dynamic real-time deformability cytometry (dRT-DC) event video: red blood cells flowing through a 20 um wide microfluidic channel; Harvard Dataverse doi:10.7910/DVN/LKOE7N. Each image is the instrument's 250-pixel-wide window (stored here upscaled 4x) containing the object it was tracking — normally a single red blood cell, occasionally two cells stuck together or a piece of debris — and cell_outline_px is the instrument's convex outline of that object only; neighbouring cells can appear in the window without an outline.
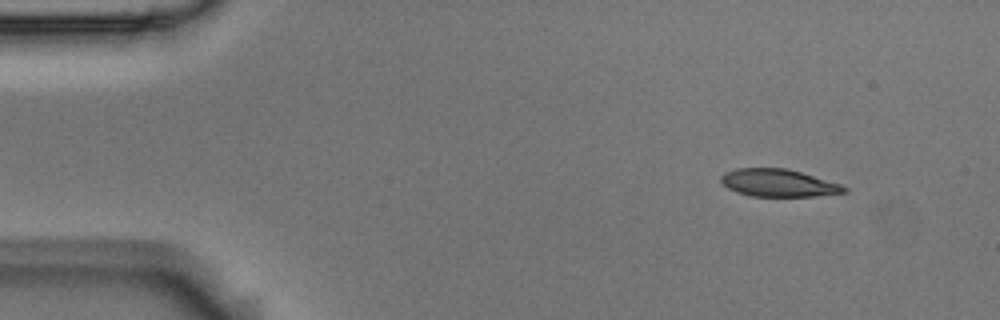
{"species": "Egyptian fruit bat (a non-hibernating species)", "species_latin": "Rousettus aegyptiacus", "temperature_condition": "room temperature", "stored_images_in_passage": 5, "camera_frame_rate_fps": 3000, "um_per_image_px": 0.085, "animal": {"sex": "male"}, "frame": {"image": 1, "passage_image": 1, "time_ms": 0.0, "image_size_px": [1000, 320], "cell_outline_px": [[848, 192], [812, 196], [752, 196], [736, 192], [728, 188], [720, 180], [720, 176], [724, 172], [736, 168], [784, 168], [800, 172], [840, 184], [848, 188]], "centroid_in_image_um": [66.13, 15.55], "position_along_channel_um": 18.9, "area_um2": 19.59}}
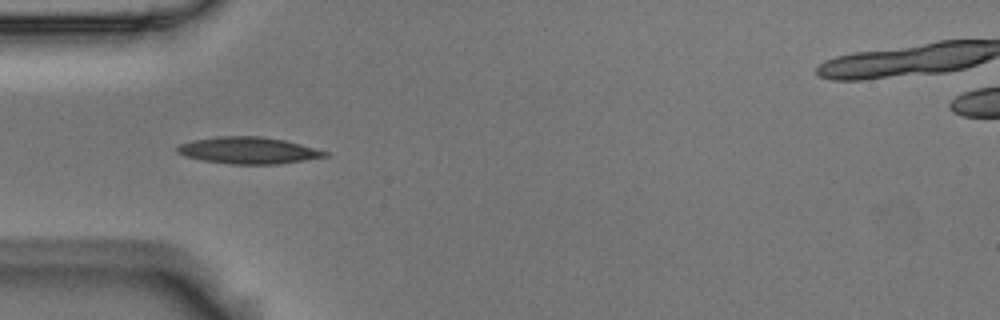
{"frame": {"image": 2, "passage_image": 4, "time_ms": 1.0, "image_size_px": [1000, 320], "cell_outline_px": [[328, 156], [280, 164], [228, 164], [204, 160], [184, 156], [176, 152], [176, 148], [180, 144], [192, 140], [216, 136], [260, 136], [284, 140], [300, 144], [328, 152]], "centroid_in_image_um": [21.07, 12.78], "position_along_channel_um": 63.9, "area_um2": 22.95}}
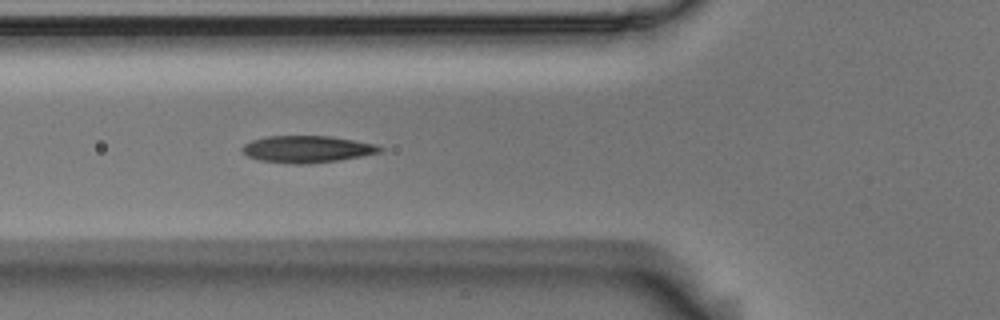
{"frame": {"image": 3, "passage_image": 5, "time_ms": 1.333, "image_size_px": [1000, 320], "cell_outline_px": [[384, 148], [380, 152], [364, 156], [340, 160], [304, 164], [292, 164], [260, 160], [248, 156], [240, 148], [244, 144], [252, 140], [268, 136], [332, 136], [376, 144]], "centroid_in_image_um": [26.13, 12.67], "position_along_channel_um": 99.7, "area_um2": 21.62}}